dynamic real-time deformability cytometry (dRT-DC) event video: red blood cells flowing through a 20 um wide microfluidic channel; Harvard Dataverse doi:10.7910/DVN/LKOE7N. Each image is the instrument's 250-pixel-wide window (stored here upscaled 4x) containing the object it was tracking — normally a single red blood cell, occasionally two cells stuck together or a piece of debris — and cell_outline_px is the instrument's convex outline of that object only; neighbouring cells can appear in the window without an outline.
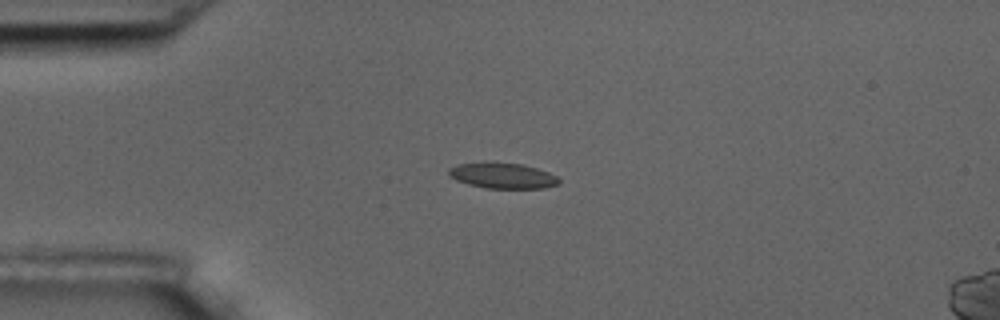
{"species": "common noctule bat (a hibernating species)", "species_latin": "Nyctalus noctula", "temperature_condition": "room temperature", "stored_images_in_passage": 6, "camera_frame_rate_fps": 3000, "um_per_image_px": 0.085, "animal": {"sex": "male", "body_mass_g": 17.5, "forearm_length_mm": 52.3}, "frame": {"image": 1, "passage_image": 5, "time_ms": 4.667, "image_size_px": [1000, 320], "cell_outline_px": [[560, 184], [544, 188], [488, 188], [468, 184], [456, 180], [448, 176], [448, 168], [456, 164], [492, 160], [524, 164], [548, 172], [556, 176], [560, 180]], "centroid_in_image_um": [42.68, 14.89], "position_along_channel_um": 42.3, "area_um2": 16.99}}